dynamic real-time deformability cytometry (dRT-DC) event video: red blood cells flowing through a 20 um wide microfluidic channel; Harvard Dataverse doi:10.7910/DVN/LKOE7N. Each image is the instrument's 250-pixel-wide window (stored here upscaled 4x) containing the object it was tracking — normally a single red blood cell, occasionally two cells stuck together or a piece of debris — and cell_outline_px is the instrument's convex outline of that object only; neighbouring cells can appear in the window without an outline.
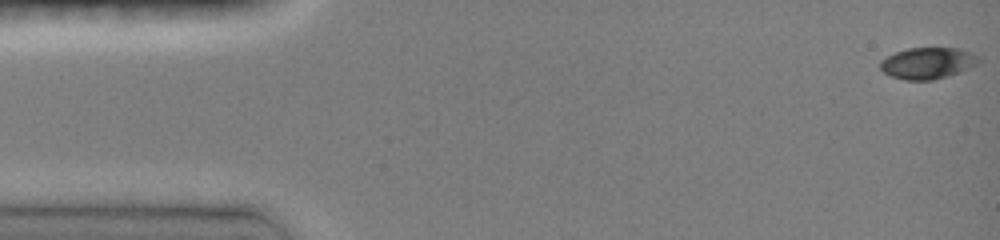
{"species": "common noctule bat (a hibernating species)", "species_latin": "Nyctalus noctula", "temperature_condition": "room temperature", "stored_images_in_passage": 12, "camera_frame_rate_fps": 3000, "um_per_image_px": 0.085, "animal": {"sex": "female", "body_mass_g": 19.0, "forearm_length_mm": 51.5}, "frame": {"image": 1, "passage_image": 1, "time_ms": 0.0, "image_size_px": [1000, 240], "cell_outline_px": [[980, 60], [976, 64], [960, 72], [948, 76], [932, 80], [904, 80], [892, 76], [884, 72], [880, 68], [880, 60], [896, 52], [908, 48], [960, 48], [980, 56]], "centroid_in_image_um": [78.86, 5.36], "position_along_channel_um": 6.1, "area_um2": 17.98}}
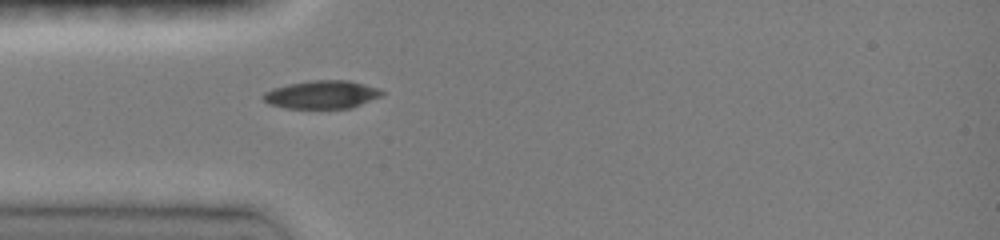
{"frame": {"image": 2, "passage_image": 12, "time_ms": 4.333, "image_size_px": [1000, 240], "cell_outline_px": [[384, 92], [380, 96], [352, 108], [284, 108], [268, 104], [260, 96], [264, 92], [272, 88], [288, 84], [312, 80], [348, 80], [380, 88]], "centroid_in_image_um": [27.32, 8.04], "position_along_channel_um": 57.7, "area_um2": 19.54}}